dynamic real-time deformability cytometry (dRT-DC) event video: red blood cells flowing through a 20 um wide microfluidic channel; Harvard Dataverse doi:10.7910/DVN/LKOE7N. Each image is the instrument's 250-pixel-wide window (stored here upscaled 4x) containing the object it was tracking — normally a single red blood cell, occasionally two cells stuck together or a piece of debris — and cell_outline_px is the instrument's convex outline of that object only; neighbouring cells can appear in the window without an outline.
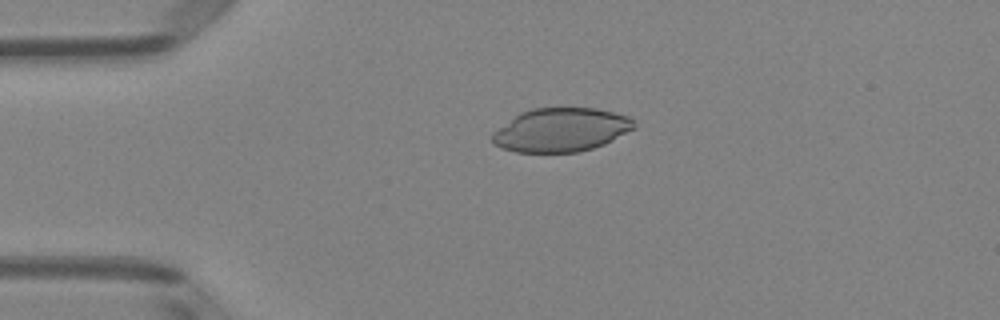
{"species": "Egyptian fruit bat (a non-hibernating species)", "species_latin": "Rousettus aegyptiacus", "temperature_condition": "room temperature", "stored_images_in_passage": 49, "camera_frame_rate_fps": 3000, "um_per_image_px": 0.085, "animal": {"sex": "female"}, "frame": {"image": 1, "passage_image": 11, "time_ms": 3.333, "image_size_px": [1000, 320], "cell_outline_px": [[636, 128], [604, 144], [592, 148], [576, 152], [516, 152], [492, 144], [492, 132], [520, 112], [532, 108], [596, 108], [628, 116], [636, 124]], "centroid_in_image_um": [47.68, 11.04], "position_along_channel_um": 37.3, "area_um2": 36.01}}